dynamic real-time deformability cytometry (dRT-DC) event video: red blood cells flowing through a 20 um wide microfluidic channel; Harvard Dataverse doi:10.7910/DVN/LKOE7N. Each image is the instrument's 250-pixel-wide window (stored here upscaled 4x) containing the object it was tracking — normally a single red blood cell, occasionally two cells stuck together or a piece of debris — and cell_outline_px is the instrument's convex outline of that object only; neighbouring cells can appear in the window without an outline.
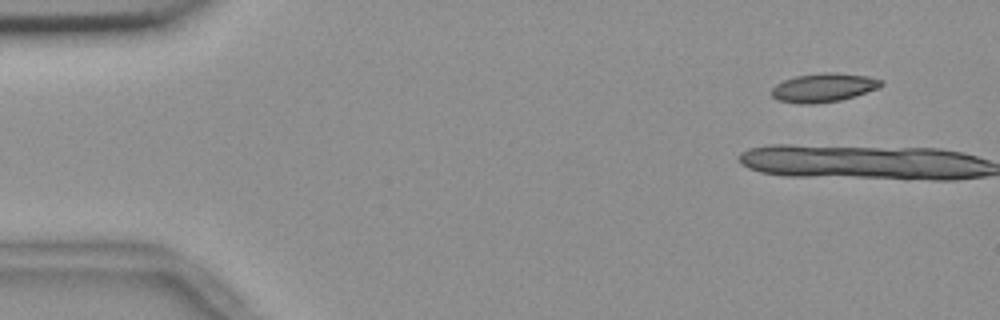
{"species": "common noctule bat (a hibernating species)", "species_latin": "Nyctalus noctula", "temperature_condition": "room temperature", "stored_images_in_passage": 2, "camera_frame_rate_fps": 3000, "um_per_image_px": 0.085, "animal": {"sex": "female", "body_mass_g": 18.4}, "frame": {"image": 1, "passage_image": 1, "time_ms": 0.0, "image_size_px": [1000, 320], "cell_outline_px": [[884, 84], [880, 88], [856, 96], [840, 100], [816, 104], [800, 104], [776, 100], [772, 96], [772, 88], [776, 84], [784, 80], [796, 76], [824, 72], [832, 72], [868, 76], [884, 80]], "centroid_in_image_um": [70.04, 7.45], "position_along_channel_um": 15.0, "area_um2": 18.61}}